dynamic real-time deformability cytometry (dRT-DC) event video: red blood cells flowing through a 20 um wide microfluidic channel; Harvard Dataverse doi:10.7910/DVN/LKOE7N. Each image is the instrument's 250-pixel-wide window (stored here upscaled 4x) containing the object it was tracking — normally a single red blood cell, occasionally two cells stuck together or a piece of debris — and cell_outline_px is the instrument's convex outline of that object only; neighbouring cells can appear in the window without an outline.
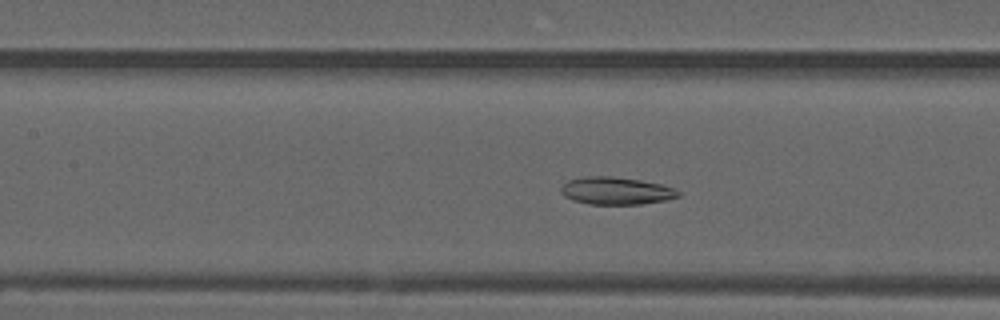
{"species": "common noctule bat (a hibernating species)", "species_latin": "Nyctalus noctula", "temperature_condition": "warm", "stored_images_in_passage": 52, "camera_frame_rate_fps": 3000, "um_per_image_px": 0.085, "animal": {"sex": "male", "forearm_length_mm": 52.5}, "frame": {"image": 1, "passage_image": 22, "time_ms": 7.0, "image_size_px": [1000, 320], "cell_outline_px": [[680, 196], [664, 200], [640, 204], [588, 204], [572, 200], [564, 196], [560, 192], [560, 188], [568, 180], [584, 176], [612, 176], [640, 180], [660, 184], [676, 188], [680, 192]], "centroid_in_image_um": [52.35, 16.21], "position_along_channel_um": 155.1, "area_um2": 18.84}}
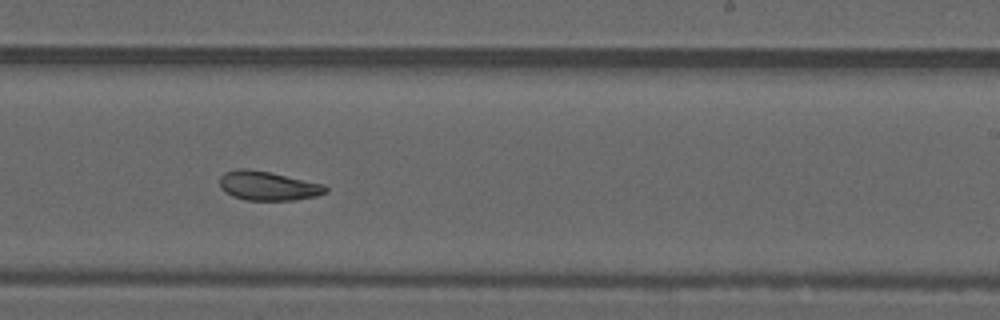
{"frame": {"image": 2, "passage_image": 31, "time_ms": 10.0, "image_size_px": [1000, 320], "cell_outline_px": [[328, 192], [316, 196], [292, 200], [244, 200], [232, 196], [224, 192], [220, 188], [220, 176], [224, 172], [236, 168], [244, 168], [272, 172], [324, 184], [328, 188]], "centroid_in_image_um": [22.76, 15.79], "position_along_channel_um": 266.2, "area_um2": 18.26}}
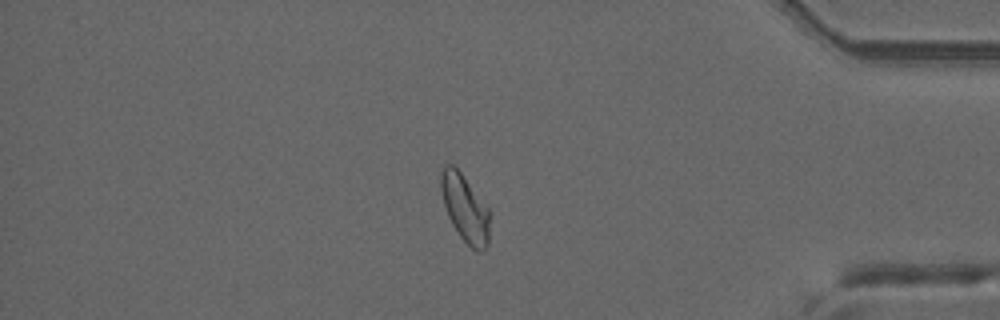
{"frame": {"image": 3, "passage_image": 44, "time_ms": 14.333, "image_size_px": [1000, 320], "cell_outline_px": [[488, 244], [480, 252], [476, 252], [460, 236], [452, 224], [448, 216], [444, 204], [440, 188], [440, 172], [444, 160], [452, 164], [460, 172], [488, 208]], "centroid_in_image_um": [39.47, 17.65], "position_along_channel_um": 395.7, "area_um2": 18.9}, "authors_computed_cell_mechanics": {"area_um2": 19.3052, "velocity_mm_per_s": 3.724, "shape_relaxation_time_tau1_ms": null, "shape_relaxation_time_tau2_ms": 3.5304, "deformation_change_tau1": null, "deformation_change_tau2": 0.0985}}